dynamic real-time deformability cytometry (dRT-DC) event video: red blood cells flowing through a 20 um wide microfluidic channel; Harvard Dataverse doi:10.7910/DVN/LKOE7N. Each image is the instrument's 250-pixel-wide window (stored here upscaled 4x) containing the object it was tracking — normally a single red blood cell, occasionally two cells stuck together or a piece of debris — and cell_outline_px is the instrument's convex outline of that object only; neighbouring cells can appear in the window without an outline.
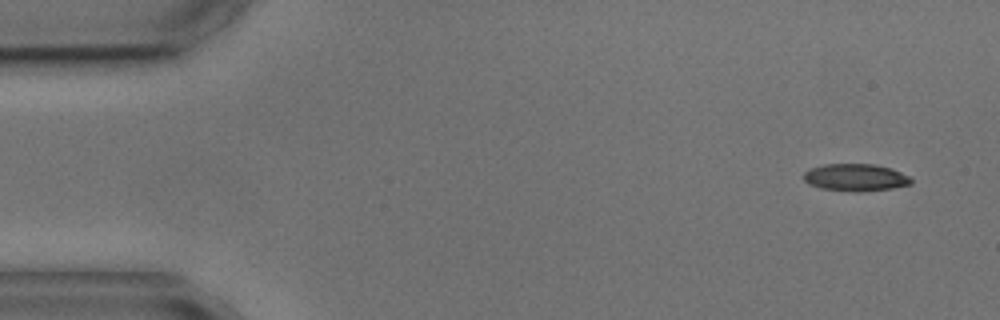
{"species": "common noctule bat (a hibernating species)", "species_latin": "Nyctalus noctula", "temperature_condition": "cold", "stored_images_in_passage": 4, "camera_frame_rate_fps": 3000, "um_per_image_px": 0.085, "animal": {"sex": "male", "body_mass_g": 17.9, "forearm_length_mm": 54.2}, "frame": {"image": 1, "passage_image": 1, "time_ms": 0.0, "image_size_px": [1000, 320], "cell_outline_px": [[912, 184], [892, 188], [856, 192], [820, 188], [808, 184], [804, 180], [804, 172], [812, 168], [824, 164], [872, 164], [892, 168], [908, 176], [912, 180]], "centroid_in_image_um": [72.71, 15.08], "position_along_channel_um": 12.3, "area_um2": 16.99}}
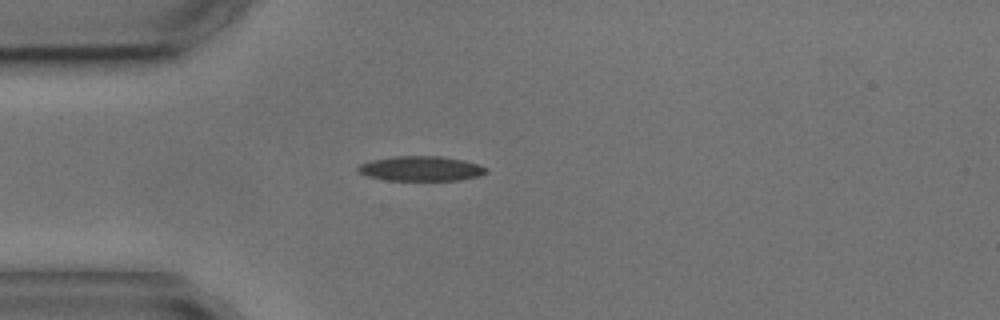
{"frame": {"image": 2, "passage_image": 4, "time_ms": 3.667, "image_size_px": [1000, 320], "cell_outline_px": [[488, 172], [480, 176], [460, 180], [388, 180], [368, 176], [360, 172], [356, 168], [360, 164], [372, 160], [392, 156], [440, 156], [480, 164], [488, 168]], "centroid_in_image_um": [35.82, 14.33], "position_along_channel_um": 49.2, "area_um2": 18.5}}